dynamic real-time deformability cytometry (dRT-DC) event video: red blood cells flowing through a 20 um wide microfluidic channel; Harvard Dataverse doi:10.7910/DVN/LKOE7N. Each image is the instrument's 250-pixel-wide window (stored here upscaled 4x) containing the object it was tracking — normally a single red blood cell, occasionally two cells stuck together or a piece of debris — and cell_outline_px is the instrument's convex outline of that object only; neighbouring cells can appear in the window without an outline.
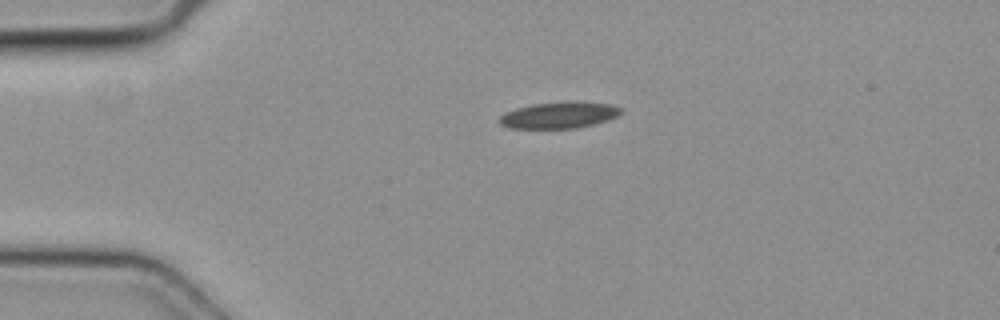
{"species": "common noctule bat (a hibernating species)", "species_latin": "Nyctalus noctula", "temperature_condition": "cold", "stored_images_in_passage": 3, "camera_frame_rate_fps": 3000, "um_per_image_px": 0.085, "animal": {"sex": "female", "body_mass_g": 19.3, "forearm_length_mm": 54.1}, "frame": {"image": 1, "passage_image": 1, "time_ms": 0.0, "image_size_px": [1000, 320], "cell_outline_px": [[620, 112], [616, 116], [608, 120], [576, 128], [512, 128], [500, 124], [500, 116], [504, 112], [516, 108], [532, 104], [564, 100], [572, 100], [608, 104], [620, 108]], "centroid_in_image_um": [47.49, 9.76], "position_along_channel_um": 37.5, "area_um2": 18.73}}